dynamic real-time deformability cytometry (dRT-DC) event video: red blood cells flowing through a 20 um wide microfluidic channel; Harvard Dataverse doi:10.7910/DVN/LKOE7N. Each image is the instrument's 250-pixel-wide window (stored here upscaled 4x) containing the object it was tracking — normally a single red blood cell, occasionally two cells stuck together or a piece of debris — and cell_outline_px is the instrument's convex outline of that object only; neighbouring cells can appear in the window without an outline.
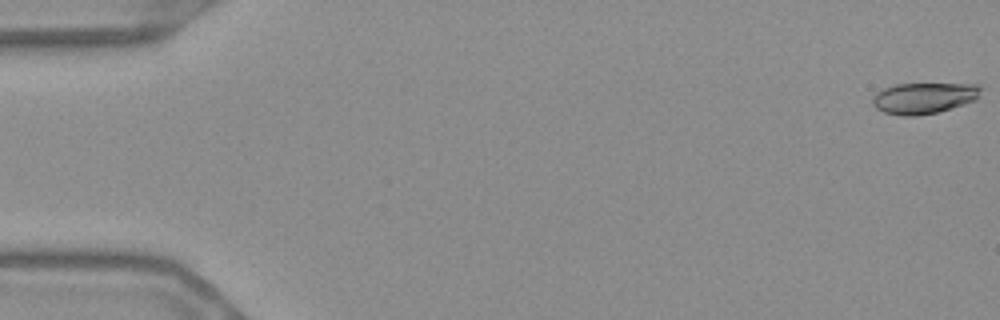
{"species": "Egyptian fruit bat (a non-hibernating species)", "species_latin": "Rousettus aegyptiacus", "temperature_condition": "warm", "stored_images_in_passage": 56, "camera_frame_rate_fps": 3000, "um_per_image_px": 0.085, "frame": {"image": 1, "passage_image": 1, "time_ms": 0.0, "image_size_px": [1000, 320], "cell_outline_px": [[984, 88], [976, 100], [964, 104], [936, 112], [916, 116], [904, 116], [884, 112], [876, 108], [872, 104], [872, 96], [876, 92], [884, 88], [896, 84], [980, 84]], "centroid_in_image_um": [78.54, 8.32], "position_along_channel_um": 6.5, "area_um2": 19.71}}
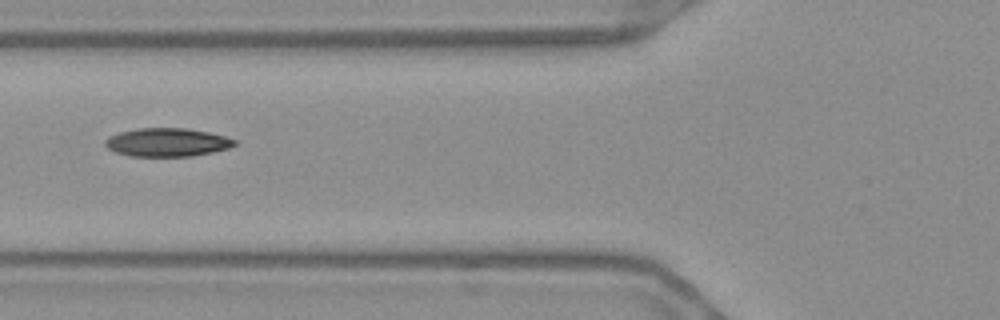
{"frame": {"image": 2, "passage_image": 22, "time_ms": 7.0, "image_size_px": [1000, 320], "cell_outline_px": [[236, 144], [228, 148], [212, 152], [192, 156], [128, 156], [116, 152], [108, 148], [104, 144], [104, 140], [108, 136], [120, 132], [136, 128], [188, 128], [208, 132], [224, 136], [236, 140]], "centroid_in_image_um": [14.17, 12.09], "position_along_channel_um": 111.6, "area_um2": 21.44}}
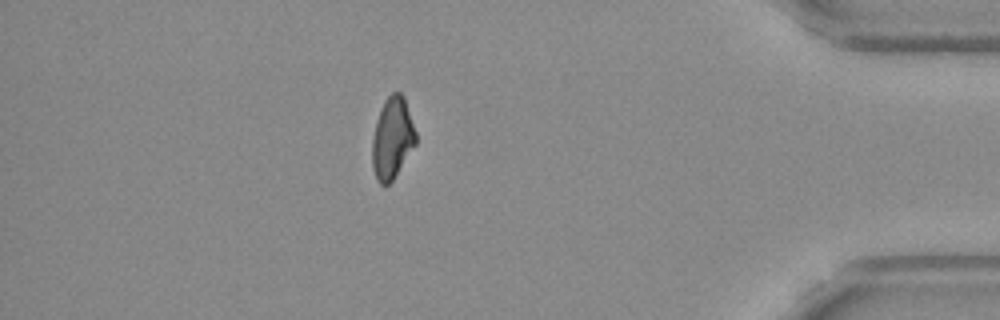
{"frame": {"image": 3, "passage_image": 49, "time_ms": 16.0, "image_size_px": [1000, 320], "cell_outline_px": [[416, 144], [392, 180], [388, 184], [380, 184], [376, 180], [372, 168], [372, 140], [376, 124], [384, 100], [392, 92], [400, 92], [404, 96], [416, 132]], "centroid_in_image_um": [33.34, 11.75], "position_along_channel_um": 401.9, "area_um2": 20.52}, "authors_computed_cell_mechanics": {"area_um2": 20.8658, "velocity_mm_per_s": 3.6907, "shape_relaxation_time_tau1_ms": null, "shape_relaxation_time_tau2_ms": 4.9927, "deformation_change_tau1": null, "deformation_change_tau2": 0.1104}}